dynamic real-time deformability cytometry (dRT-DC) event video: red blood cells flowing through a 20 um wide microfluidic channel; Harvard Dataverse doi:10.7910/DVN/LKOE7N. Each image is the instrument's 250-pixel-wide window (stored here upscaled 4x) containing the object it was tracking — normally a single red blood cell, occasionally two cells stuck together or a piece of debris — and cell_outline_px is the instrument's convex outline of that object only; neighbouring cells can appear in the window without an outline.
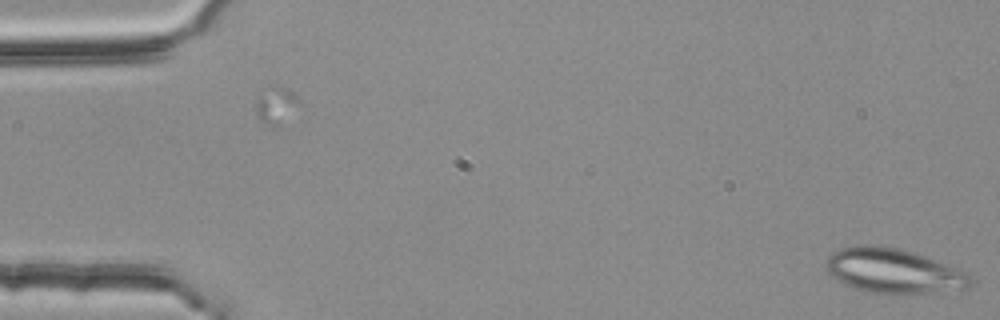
{"species": "common noctule bat (a hibernating species)", "species_latin": "Nyctalus noctula", "temperature_condition": "room temperature", "stored_images_in_passage": 4, "camera_frame_rate_fps": 3000, "um_per_image_px": 0.085, "animal": {"sex": "female", "body_mass_g": 25.1}, "frame": {"image": 1, "passage_image": 4, "time_ms": 1.0, "image_size_px": [1000, 320], "cell_outline_px": [[972, 284], [968, 288], [912, 296], [888, 296], [864, 292], [844, 284], [836, 280], [824, 268], [824, 264], [828, 256], [832, 252], [840, 248], [856, 244], [872, 244], [896, 248], [916, 252], [964, 272], [972, 280]], "centroid_in_image_um": [75.89, 23.07], "position_along_channel_um": 9.1, "area_um2": 38.84}}